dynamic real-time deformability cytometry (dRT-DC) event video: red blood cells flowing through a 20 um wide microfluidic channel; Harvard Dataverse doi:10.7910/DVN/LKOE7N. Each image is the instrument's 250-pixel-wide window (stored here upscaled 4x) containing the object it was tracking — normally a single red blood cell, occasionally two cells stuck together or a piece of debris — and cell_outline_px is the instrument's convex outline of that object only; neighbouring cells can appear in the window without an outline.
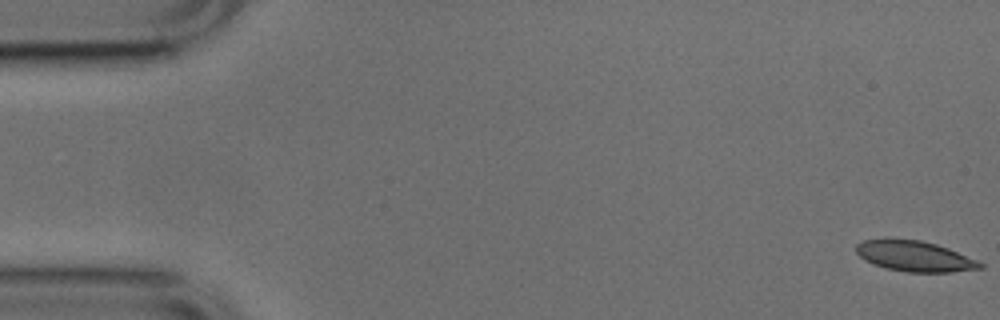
{"species": "common noctule bat (a hibernating species)", "species_latin": "Nyctalus noctula", "temperature_condition": "cold", "stored_images_in_passage": 53, "camera_frame_rate_fps": 3000, "um_per_image_px": 0.085, "animal": {"sex": "male", "body_mass_g": 17.9, "forearm_length_mm": 54.2}, "frame": {"image": 1, "passage_image": 1, "time_ms": 0.0, "image_size_px": [1000, 320], "cell_outline_px": [[984, 268], [952, 272], [908, 272], [888, 268], [864, 260], [856, 252], [856, 244], [864, 240], [884, 236], [892, 236], [920, 240], [936, 244], [948, 248], [976, 260], [984, 264]], "centroid_in_image_um": [77.7, 21.73], "position_along_channel_um": 7.3, "area_um2": 22.48}}
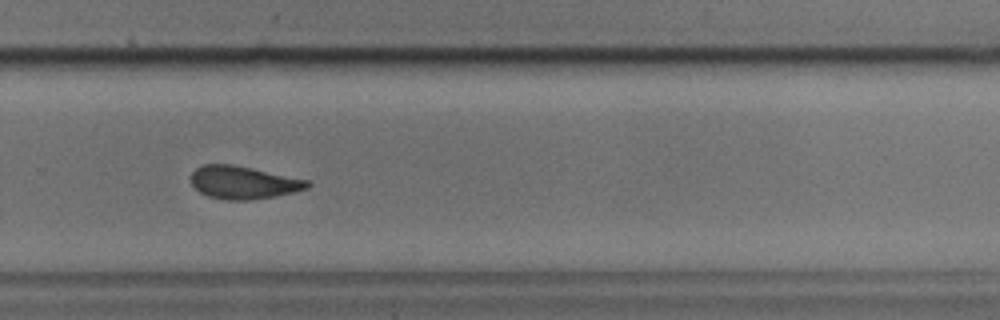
{"frame": {"image": 2, "passage_image": 35, "time_ms": 11.333, "image_size_px": [1000, 320], "cell_outline_px": [[312, 184], [308, 188], [276, 196], [248, 200], [224, 200], [208, 196], [200, 192], [192, 184], [192, 172], [196, 168], [204, 164], [232, 164], [252, 168], [308, 180]], "centroid_in_image_um": [20.68, 15.51], "position_along_channel_um": 309.1, "area_um2": 22.14}}
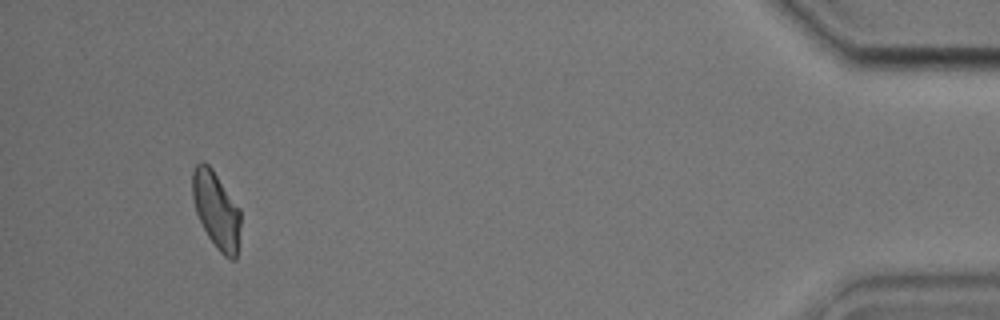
{"frame": {"image": 3, "passage_image": 49, "time_ms": 16.0, "image_size_px": [1000, 320], "cell_outline_px": [[240, 244], [236, 260], [232, 260], [224, 256], [216, 248], [208, 236], [196, 212], [192, 196], [192, 172], [196, 164], [200, 160], [204, 160], [212, 168], [240, 208]], "centroid_in_image_um": [18.4, 17.86], "position_along_channel_um": 416.8, "area_um2": 21.91}, "authors_computed_cell_mechanics": {"area_um2": 22.4842, "velocity_mm_per_s": 3.8256, "shape_relaxation_time_tau1_ms": 5.9349, "shape_relaxation_time_tau2_ms": 2.9375, "deformation_change_tau1": 0.1434, "deformation_change_tau2": 0.0842}}